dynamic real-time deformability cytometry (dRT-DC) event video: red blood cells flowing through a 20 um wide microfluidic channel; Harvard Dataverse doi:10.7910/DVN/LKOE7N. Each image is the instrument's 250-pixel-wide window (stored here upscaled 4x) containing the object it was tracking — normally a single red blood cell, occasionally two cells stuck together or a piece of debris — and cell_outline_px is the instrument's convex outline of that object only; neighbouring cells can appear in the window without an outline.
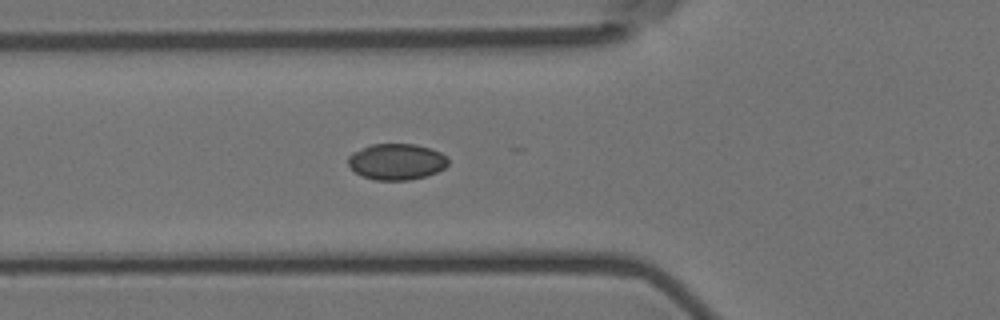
{"species": "Egyptian fruit bat (a non-hibernating species)", "species_latin": "Rousettus aegyptiacus", "temperature_condition": "room temperature", "stored_images_in_passage": 17, "camera_frame_rate_fps": 3000, "um_per_image_px": 0.085, "animal": {"sex": "female"}, "frame": {"image": 1, "passage_image": 2, "time_ms": 0.333, "image_size_px": [1000, 320], "cell_outline_px": [[448, 164], [444, 168], [436, 172], [424, 176], [408, 180], [376, 180], [364, 176], [356, 172], [348, 164], [348, 156], [352, 152], [372, 144], [416, 144], [432, 148], [448, 156]], "centroid_in_image_um": [33.73, 13.73], "position_along_channel_um": 92.1, "area_um2": 21.04}}
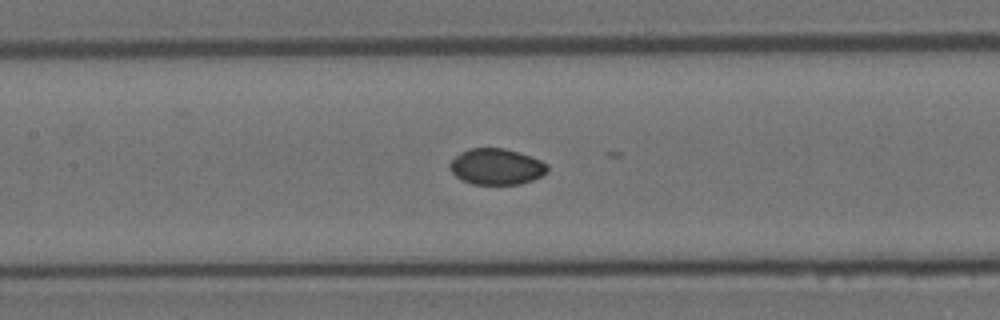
{"frame": {"image": 2, "passage_image": 8, "time_ms": 2.333, "image_size_px": [1000, 320], "cell_outline_px": [[548, 172], [532, 180], [520, 184], [472, 184], [460, 180], [452, 172], [448, 164], [460, 152], [468, 148], [504, 148], [540, 160], [548, 164]], "centroid_in_image_um": [42.17, 14.17], "position_along_channel_um": 165.2, "area_um2": 20.46}}
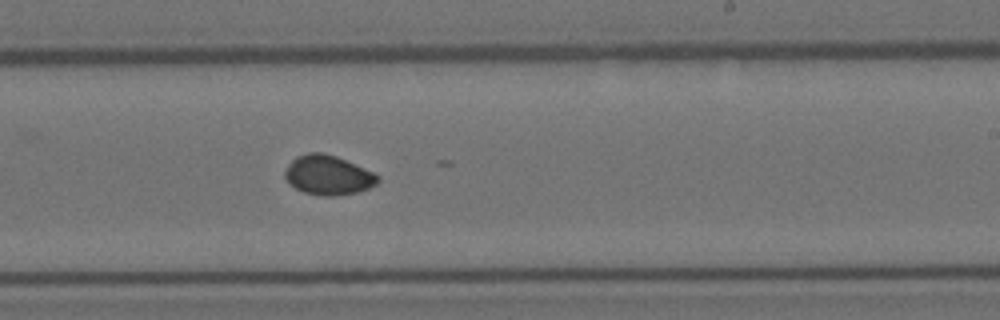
{"frame": {"image": 3, "passage_image": 16, "time_ms": 5.0, "image_size_px": [1000, 320], "cell_outline_px": [[380, 180], [376, 184], [368, 188], [356, 192], [336, 196], [320, 196], [304, 192], [296, 188], [284, 176], [284, 172], [288, 164], [296, 156], [308, 152], [320, 152], [336, 156], [372, 172], [380, 176]], "centroid_in_image_um": [27.88, 14.88], "position_along_channel_um": 261.1, "area_um2": 21.21}}